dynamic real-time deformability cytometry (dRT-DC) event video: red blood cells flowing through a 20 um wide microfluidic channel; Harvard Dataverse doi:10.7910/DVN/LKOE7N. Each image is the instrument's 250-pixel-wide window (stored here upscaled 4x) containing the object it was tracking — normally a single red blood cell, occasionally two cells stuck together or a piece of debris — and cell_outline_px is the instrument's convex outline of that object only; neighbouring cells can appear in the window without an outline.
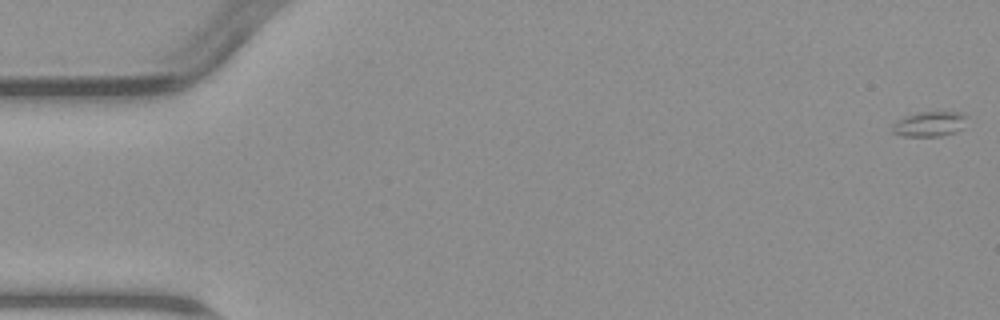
{"species": "common noctule bat (a hibernating species)", "species_latin": "Nyctalus noctula", "temperature_condition": "warm", "stored_images_in_passage": 7, "camera_frame_rate_fps": 3000, "um_per_image_px": 0.085, "animal": {"sex": "male", "body_mass_g": 23.1, "forearm_length_mm": 52.7}, "frame": {"image": 1, "passage_image": 1, "time_ms": 0.0, "image_size_px": [1000, 320], "cell_outline_px": [[968, 116], [964, 128], [956, 132], [940, 136], [904, 136], [892, 132], [888, 128], [896, 120], [904, 116], [920, 112], [964, 112]], "centroid_in_image_um": [79.01, 10.54], "position_along_channel_um": 6.0, "area_um2": 11.21}}